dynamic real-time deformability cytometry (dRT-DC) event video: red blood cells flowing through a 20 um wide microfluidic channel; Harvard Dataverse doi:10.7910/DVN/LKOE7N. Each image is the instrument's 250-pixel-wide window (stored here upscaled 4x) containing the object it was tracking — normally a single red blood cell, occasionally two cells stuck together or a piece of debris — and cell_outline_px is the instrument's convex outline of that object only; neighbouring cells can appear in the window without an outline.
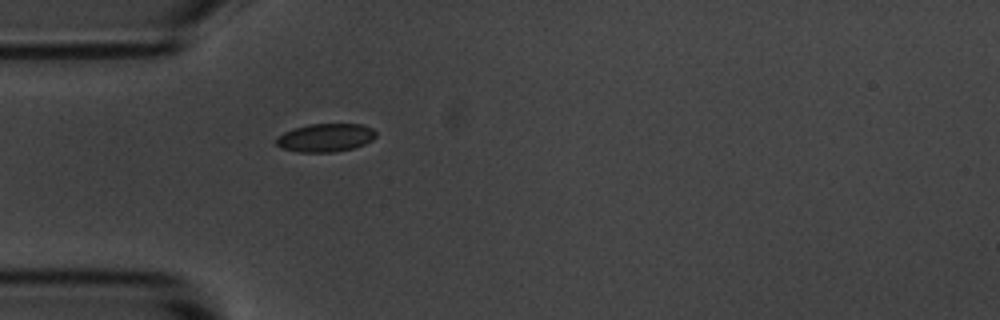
{"species": "common noctule bat (a hibernating species)", "species_latin": "Nyctalus noctula", "temperature_condition": "room temperature", "stored_images_in_passage": 1, "camera_frame_rate_fps": 3000, "um_per_image_px": 0.085, "animal": {"sex": "male", "body_mass_g": 20.1, "forearm_length_mm": 53.5}, "frame": {"image": 1, "passage_image": 1, "time_ms": 0.0, "image_size_px": [1000, 320], "cell_outline_px": [[376, 136], [372, 140], [364, 144], [352, 148], [332, 152], [296, 152], [280, 148], [276, 144], [276, 136], [284, 132], [308, 124], [364, 124], [372, 128], [376, 132]], "centroid_in_image_um": [27.65, 11.7], "position_along_channel_um": 57.4, "area_um2": 16.47}}